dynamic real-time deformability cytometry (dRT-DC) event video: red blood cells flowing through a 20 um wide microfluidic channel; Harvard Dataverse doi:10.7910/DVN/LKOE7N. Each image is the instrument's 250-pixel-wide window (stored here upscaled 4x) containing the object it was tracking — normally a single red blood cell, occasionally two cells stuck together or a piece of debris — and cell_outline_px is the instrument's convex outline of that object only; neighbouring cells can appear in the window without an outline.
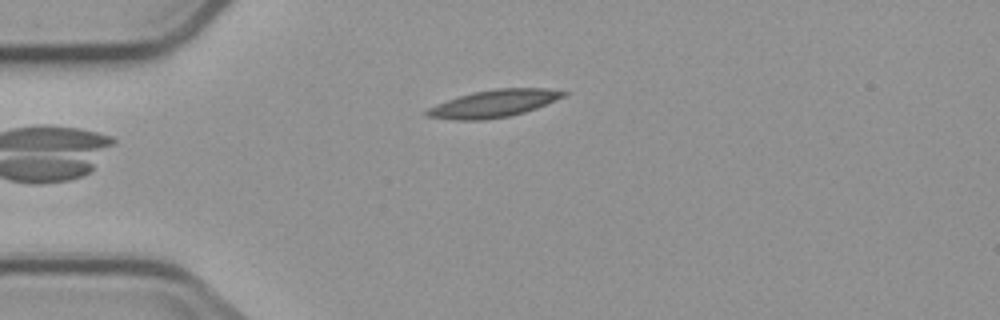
{"species": "common noctule bat (a hibernating species)", "species_latin": "Nyctalus noctula", "temperature_condition": "cold", "stored_images_in_passage": 4, "camera_frame_rate_fps": 3000, "um_per_image_px": 0.085, "animal": {"sex": "male", "body_mass_g": 23.1, "forearm_length_mm": 52.7}, "frame": {"image": 1, "passage_image": 4, "time_ms": 5.333, "image_size_px": [1000, 320], "cell_outline_px": [[568, 92], [564, 96], [536, 108], [524, 112], [508, 116], [484, 120], [456, 120], [424, 116], [424, 112], [428, 108], [436, 104], [472, 92], [496, 88], [548, 88]], "centroid_in_image_um": [41.94, 8.8], "position_along_channel_um": 43.1, "area_um2": 21.62}}